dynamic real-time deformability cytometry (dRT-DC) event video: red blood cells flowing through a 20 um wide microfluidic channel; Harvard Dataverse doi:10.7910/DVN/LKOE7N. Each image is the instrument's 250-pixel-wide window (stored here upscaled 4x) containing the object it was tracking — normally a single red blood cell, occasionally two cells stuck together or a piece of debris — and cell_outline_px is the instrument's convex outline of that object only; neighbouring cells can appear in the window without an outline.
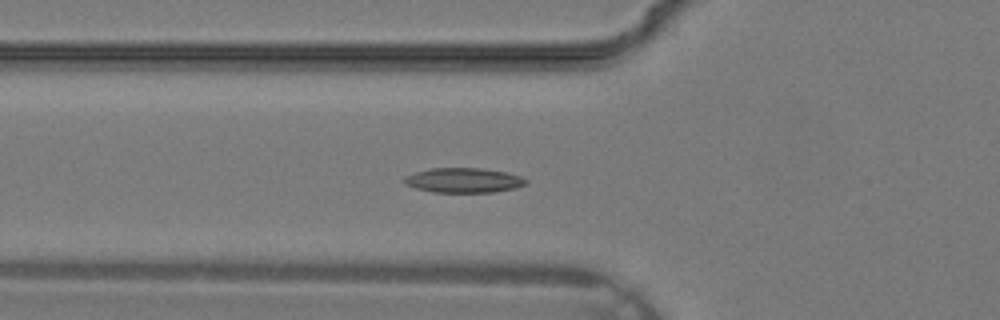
{"species": "common noctule bat (a hibernating species)", "species_latin": "Nyctalus noctula", "temperature_condition": "warm", "stored_images_in_passage": 37, "segment_of_instrument_passage": [1, 2], "camera_frame_rate_fps": 3000, "um_per_image_px": 0.085, "animal": {"sex": "male", "body_mass_g": 19.2, "forearm_length_mm": 51.8}, "frame": {"image": 1, "passage_image": 13, "time_ms": 4.0, "image_size_px": [1000, 320], "cell_outline_px": [[528, 184], [516, 188], [492, 192], [432, 192], [416, 188], [404, 184], [404, 176], [428, 168], [480, 168], [504, 172], [520, 176], [528, 180]], "centroid_in_image_um": [39.4, 15.32], "position_along_channel_um": 86.4, "area_um2": 17.57}}
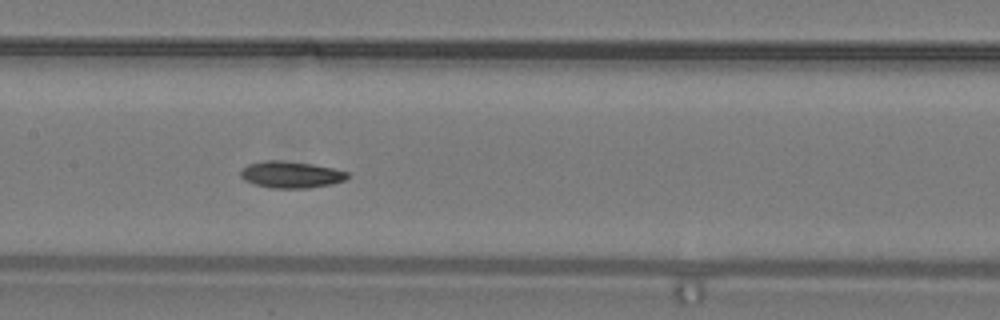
{"frame": {"image": 2, "passage_image": 18, "time_ms": 5.667, "image_size_px": [1000, 320], "cell_outline_px": [[348, 176], [344, 180], [332, 184], [308, 188], [272, 188], [252, 184], [244, 180], [240, 176], [240, 168], [248, 164], [264, 160], [284, 160], [312, 164], [332, 168], [348, 172]], "centroid_in_image_um": [24.67, 14.84], "position_along_channel_um": 182.7, "area_um2": 16.76}}
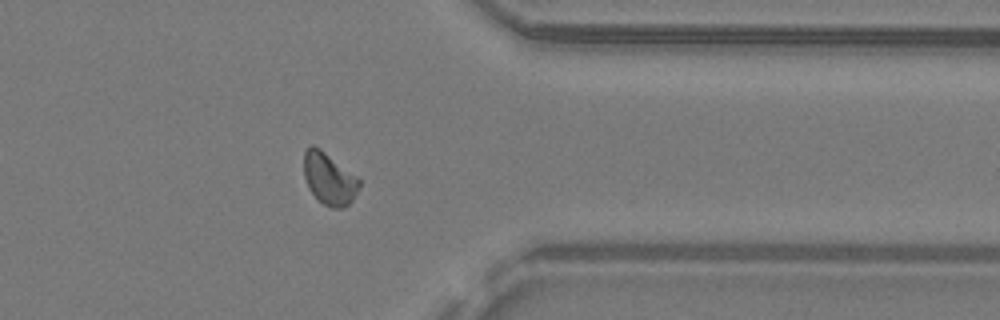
{"frame": {"image": 3, "passage_image": 29, "time_ms": 9.333, "image_size_px": [1000, 320], "cell_outline_px": [[360, 184], [352, 200], [344, 208], [332, 208], [324, 204], [308, 188], [304, 176], [304, 152], [312, 144], [320, 148], [356, 176], [360, 180]], "centroid_in_image_um": [27.96, 15.18], "position_along_channel_um": 383.4, "area_um2": 16.47}}